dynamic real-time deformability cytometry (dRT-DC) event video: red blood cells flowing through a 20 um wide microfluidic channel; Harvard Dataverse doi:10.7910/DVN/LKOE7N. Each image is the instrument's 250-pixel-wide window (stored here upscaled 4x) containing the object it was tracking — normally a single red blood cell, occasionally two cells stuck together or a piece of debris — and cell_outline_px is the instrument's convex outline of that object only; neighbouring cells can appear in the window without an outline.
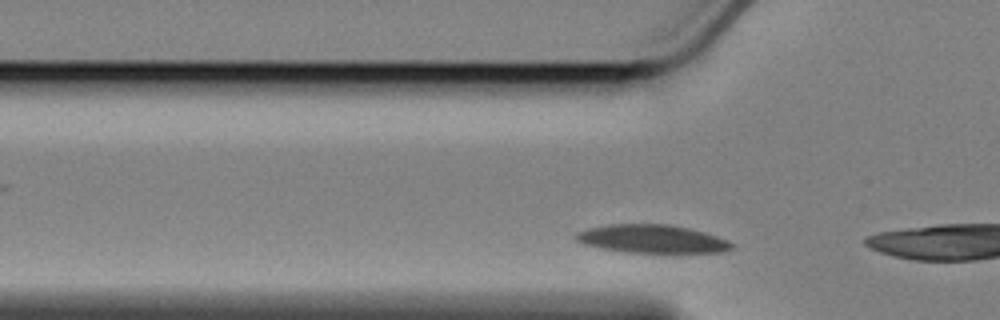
{"species": "Egyptian fruit bat (a non-hibernating species)", "species_latin": "Rousettus aegyptiacus", "temperature_condition": "cold", "stored_images_in_passage": 42, "camera_frame_rate_fps": 3000, "um_per_image_px": 0.085, "animal": {"sex": "female"}, "frame": {"image": 1, "passage_image": 11, "time_ms": 3.333, "image_size_px": [1000, 320], "cell_outline_px": [[736, 244], [732, 248], [724, 252], [624, 252], [600, 248], [584, 244], [576, 240], [576, 232], [588, 228], [608, 224], [668, 224], [688, 228], [704, 232], [728, 240]], "centroid_in_image_um": [55.42, 20.3], "position_along_channel_um": 70.4, "area_um2": 25.55}}
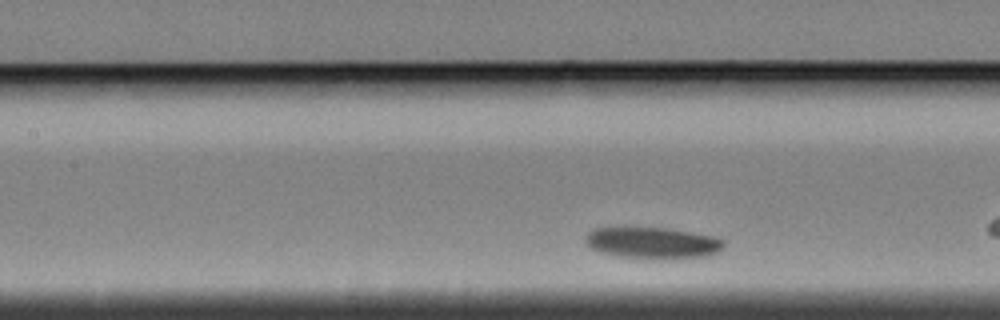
{"frame": {"image": 2, "passage_image": 19, "time_ms": 6.0, "image_size_px": [1000, 320], "cell_outline_px": [[724, 248], [708, 256], [676, 260], [644, 260], [620, 256], [600, 252], [592, 248], [584, 240], [584, 236], [592, 228], [624, 224], [632, 224], [668, 228], [712, 236], [724, 240]], "centroid_in_image_um": [55.4, 20.62], "position_along_channel_um": 152.0, "area_um2": 27.11}}
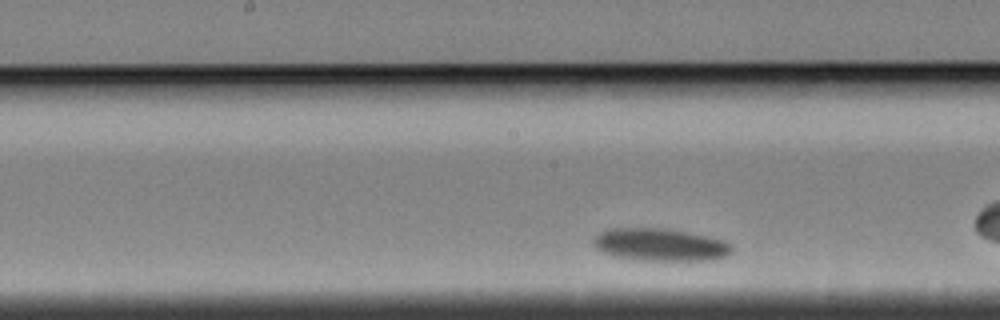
{"frame": {"image": 3, "passage_image": 23, "time_ms": 7.333, "image_size_px": [1000, 320], "cell_outline_px": [[732, 252], [728, 256], [716, 260], [632, 260], [616, 256], [604, 252], [596, 248], [592, 244], [592, 240], [604, 228], [664, 228], [688, 232], [724, 240], [732, 244]], "centroid_in_image_um": [56.12, 20.8], "position_along_channel_um": 192.1, "area_um2": 26.53}}